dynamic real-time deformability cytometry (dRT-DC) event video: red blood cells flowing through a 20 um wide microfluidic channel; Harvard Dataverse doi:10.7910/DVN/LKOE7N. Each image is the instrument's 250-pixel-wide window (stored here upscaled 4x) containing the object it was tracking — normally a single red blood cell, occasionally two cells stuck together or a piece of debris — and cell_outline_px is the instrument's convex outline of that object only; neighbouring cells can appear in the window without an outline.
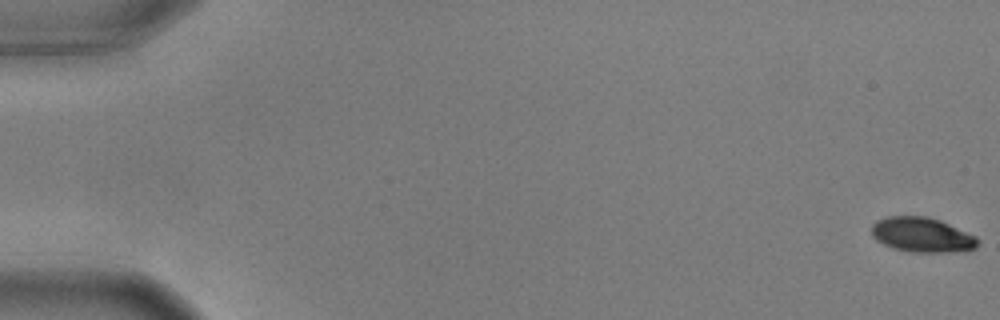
{"species": "common noctule bat (a hibernating species)", "species_latin": "Nyctalus noctula", "temperature_condition": "warm", "stored_images_in_passage": 17, "camera_frame_rate_fps": 3000, "um_per_image_px": 0.085, "animal": {"sex": "male", "body_mass_g": 17.9, "forearm_length_mm": 54.2}, "frame": {"image": 1, "passage_image": 1, "time_ms": 0.0, "image_size_px": [1000, 320], "cell_outline_px": [[980, 244], [976, 248], [948, 252], [908, 252], [892, 248], [876, 240], [872, 236], [872, 224], [876, 220], [888, 216], [924, 216], [940, 220], [976, 236], [980, 240]], "centroid_in_image_um": [78.36, 19.96], "position_along_channel_um": 6.6, "area_um2": 21.62}}
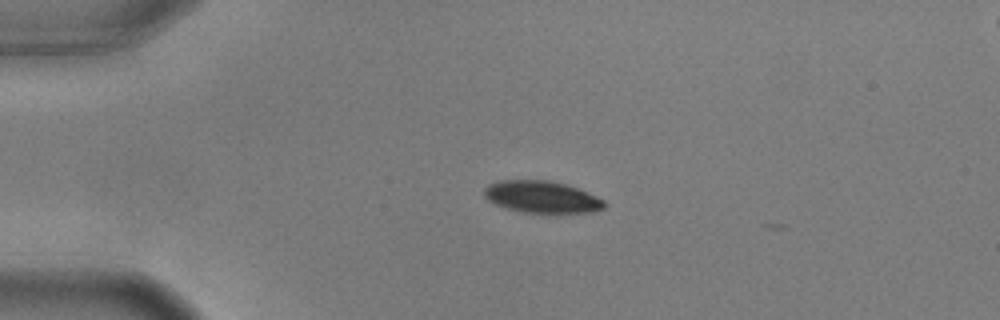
{"frame": {"image": 2, "passage_image": 14, "time_ms": 4.333, "image_size_px": [1000, 320], "cell_outline_px": [[608, 204], [604, 208], [592, 212], [524, 212], [508, 208], [496, 204], [488, 200], [484, 196], [484, 188], [488, 184], [500, 180], [548, 180], [564, 184], [588, 192], [604, 200]], "centroid_in_image_um": [46.05, 16.73], "position_along_channel_um": 38.9, "area_um2": 22.14}}